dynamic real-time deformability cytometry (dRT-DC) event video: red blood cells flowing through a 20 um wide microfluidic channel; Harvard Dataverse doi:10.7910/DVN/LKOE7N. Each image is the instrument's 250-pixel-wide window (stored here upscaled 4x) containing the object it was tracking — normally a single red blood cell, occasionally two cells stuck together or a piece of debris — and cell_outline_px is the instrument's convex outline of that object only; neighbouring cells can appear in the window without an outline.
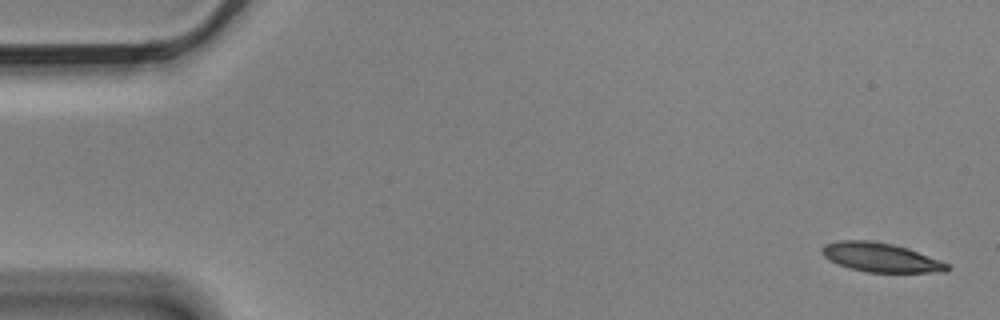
{"species": "Egyptian fruit bat (a non-hibernating species)", "species_latin": "Rousettus aegyptiacus", "temperature_condition": "cold", "stored_images_in_passage": 6, "camera_frame_rate_fps": 3000, "um_per_image_px": 0.085, "animal": {"sex": "male"}, "frame": {"image": 1, "passage_image": 1, "time_ms": 0.0, "image_size_px": [1000, 320], "cell_outline_px": [[952, 268], [944, 272], [868, 272], [848, 268], [824, 256], [820, 252], [820, 248], [824, 244], [840, 240], [872, 240], [892, 244], [908, 248], [940, 260], [948, 264]], "centroid_in_image_um": [74.86, 21.87], "position_along_channel_um": 10.1, "area_um2": 21.21}}
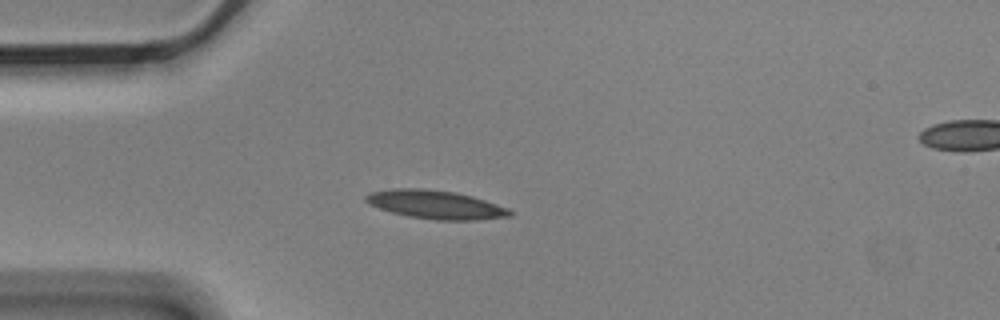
{"frame": {"image": 2, "passage_image": 4, "time_ms": 1.0, "image_size_px": [1000, 320], "cell_outline_px": [[512, 216], [476, 220], [436, 220], [408, 216], [392, 212], [368, 204], [364, 200], [364, 196], [368, 192], [392, 188], [424, 188], [456, 192], [472, 196], [508, 208], [512, 212]], "centroid_in_image_um": [36.99, 17.38], "position_along_channel_um": 48.0, "area_um2": 24.04}}
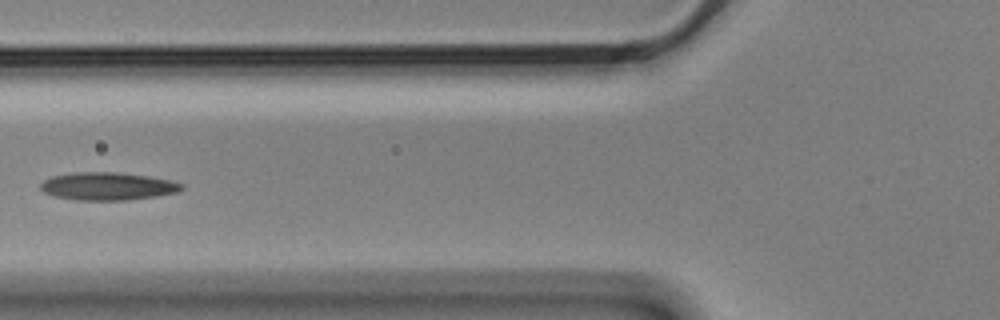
{"frame": {"image": 3, "passage_image": 6, "time_ms": 1.667, "image_size_px": [1000, 320], "cell_outline_px": [[184, 188], [180, 192], [156, 196], [128, 200], [76, 200], [56, 196], [44, 192], [40, 188], [40, 184], [44, 180], [52, 176], [76, 172], [116, 172], [148, 176], [172, 180], [184, 184]], "centroid_in_image_um": [9.2, 15.83], "position_along_channel_um": 116.6, "area_um2": 22.95}}